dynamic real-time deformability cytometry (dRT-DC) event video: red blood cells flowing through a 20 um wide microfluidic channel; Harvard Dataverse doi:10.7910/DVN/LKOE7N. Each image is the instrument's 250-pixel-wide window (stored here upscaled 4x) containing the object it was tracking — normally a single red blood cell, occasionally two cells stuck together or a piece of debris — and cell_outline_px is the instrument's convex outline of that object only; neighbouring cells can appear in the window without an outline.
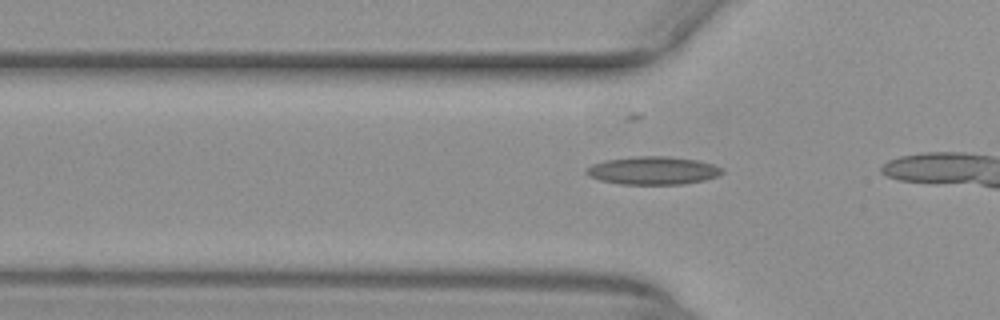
{"species": "common noctule bat (a hibernating species)", "species_latin": "Nyctalus noctula", "temperature_condition": "warm", "stored_images_in_passage": 10, "camera_frame_rate_fps": 3000, "um_per_image_px": 0.085, "animal": {"sex": "female", "body_mass_g": 29.2, "forearm_length_mm": 56.3}, "frame": {"image": 1, "passage_image": 7, "time_ms": 2.0, "image_size_px": [1000, 320], "cell_outline_px": [[724, 172], [720, 176], [704, 180], [684, 184], [620, 184], [600, 180], [588, 176], [584, 172], [592, 164], [604, 160], [632, 156], [668, 156], [700, 160], [724, 168]], "centroid_in_image_um": [55.53, 14.49], "position_along_channel_um": 70.3, "area_um2": 22.48}}